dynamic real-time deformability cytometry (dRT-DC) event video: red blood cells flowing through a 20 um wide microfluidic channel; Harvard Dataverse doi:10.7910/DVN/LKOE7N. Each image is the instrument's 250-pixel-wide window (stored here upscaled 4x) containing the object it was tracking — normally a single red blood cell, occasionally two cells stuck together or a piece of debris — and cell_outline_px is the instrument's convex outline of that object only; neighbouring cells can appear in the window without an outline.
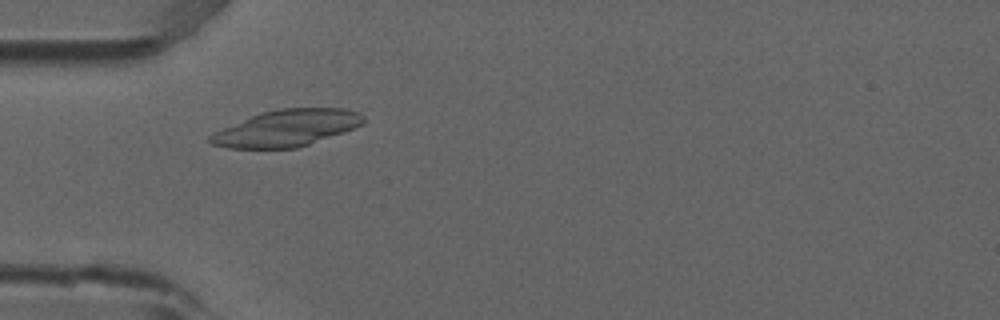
{"species": "common noctule bat (a hibernating species)", "species_latin": "Nyctalus noctula", "temperature_condition": "room temperature", "stored_images_in_passage": 42, "camera_frame_rate_fps": 3000, "um_per_image_px": 0.085, "animal": {"sex": "male", "forearm_length_mm": 52.5}, "frame": {"image": 1, "passage_image": 5, "time_ms": 1.333, "image_size_px": [1000, 320], "cell_outline_px": [[364, 124], [308, 144], [296, 148], [228, 148], [212, 144], [208, 140], [208, 136], [212, 132], [260, 112], [280, 108], [344, 108], [360, 112], [364, 116]], "centroid_in_image_um": [24.33, 10.87], "position_along_channel_um": 60.7, "area_um2": 32.54}}
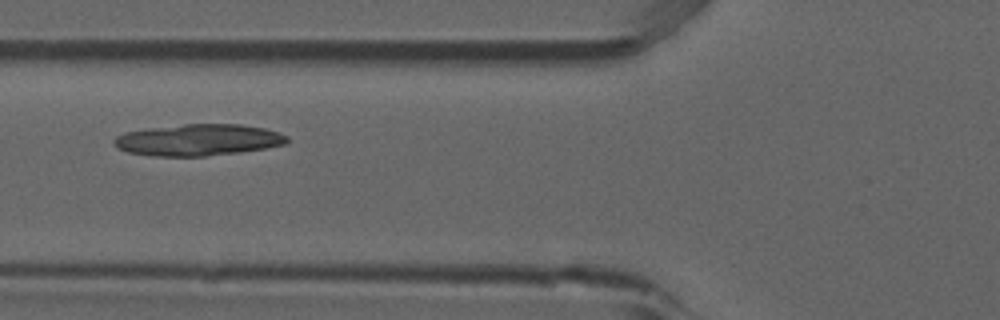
{"frame": {"image": 2, "passage_image": 9, "time_ms": 2.667, "image_size_px": [1000, 320], "cell_outline_px": [[288, 144], [240, 152], [204, 156], [152, 156], [128, 152], [116, 148], [112, 144], [112, 140], [116, 136], [124, 132], [148, 128], [184, 124], [240, 124], [264, 128], [280, 132], [288, 136]], "centroid_in_image_um": [16.83, 11.89], "position_along_channel_um": 109.0, "area_um2": 32.08}}
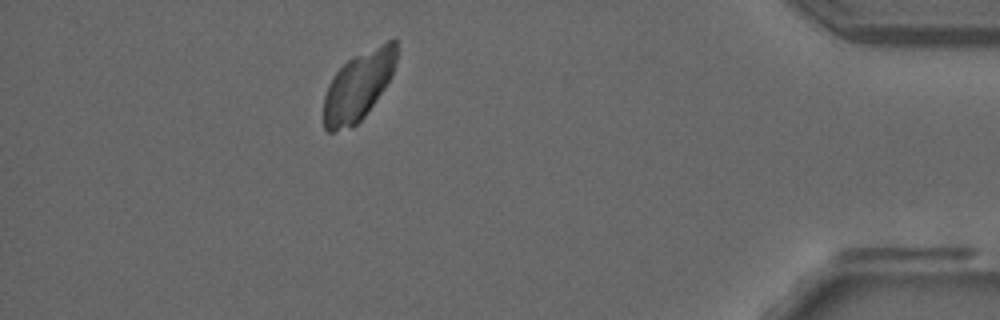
{"frame": {"image": 3, "passage_image": 36, "time_ms": 11.667, "image_size_px": [1000, 320], "cell_outline_px": [[396, 60], [392, 76], [384, 88], [364, 116], [352, 128], [332, 132], [328, 132], [324, 128], [324, 96], [328, 84], [336, 72], [352, 56], [388, 40], [396, 40]], "centroid_in_image_um": [30.44, 7.31], "position_along_channel_um": 404.8, "area_um2": 29.07}}